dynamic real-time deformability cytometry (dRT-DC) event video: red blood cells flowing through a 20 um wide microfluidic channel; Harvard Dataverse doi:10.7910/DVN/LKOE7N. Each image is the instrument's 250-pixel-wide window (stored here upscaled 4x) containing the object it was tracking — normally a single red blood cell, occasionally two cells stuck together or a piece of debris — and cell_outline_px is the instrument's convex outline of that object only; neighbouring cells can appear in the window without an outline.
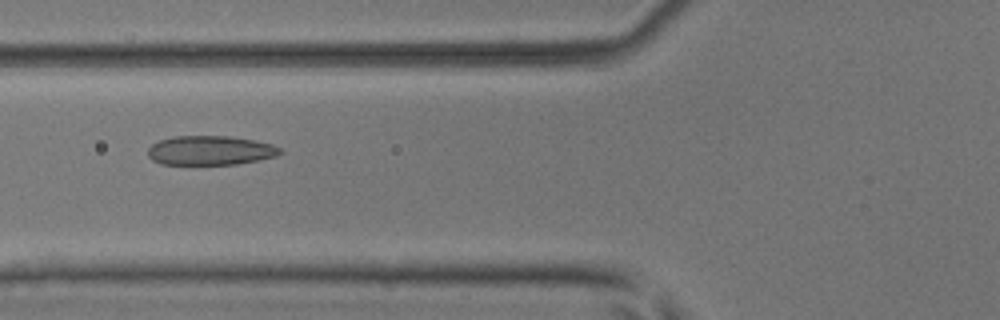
{"species": "common noctule bat (a hibernating species)", "species_latin": "Nyctalus noctula", "temperature_condition": "room temperature", "stored_images_in_passage": 36, "camera_frame_rate_fps": 3000, "um_per_image_px": 0.085, "animal": {"sex": "male", "body_mass_g": 17.9, "forearm_length_mm": 54.2}, "frame": {"image": 1, "passage_image": 5, "time_ms": 1.333, "image_size_px": [1000, 320], "cell_outline_px": [[284, 152], [276, 156], [236, 164], [160, 164], [152, 160], [148, 156], [148, 148], [152, 144], [160, 140], [172, 136], [228, 136], [256, 140], [272, 144], [280, 148]], "centroid_in_image_um": [17.87, 12.78], "position_along_channel_um": 107.9, "area_um2": 22.6}}
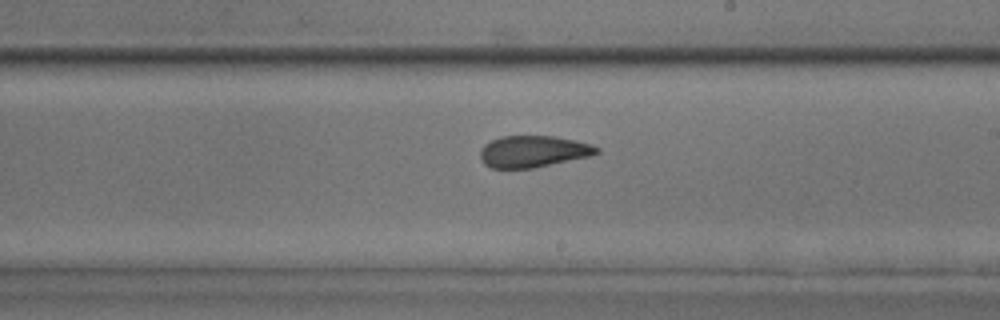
{"frame": {"image": 2, "passage_image": 15, "time_ms": 4.667, "image_size_px": [1000, 320], "cell_outline_px": [[600, 152], [588, 156], [536, 168], [492, 168], [484, 164], [480, 160], [480, 148], [484, 144], [500, 136], [556, 136], [576, 140], [592, 144], [600, 148]], "centroid_in_image_um": [45.31, 12.87], "position_along_channel_um": 243.7, "area_um2": 21.68}}
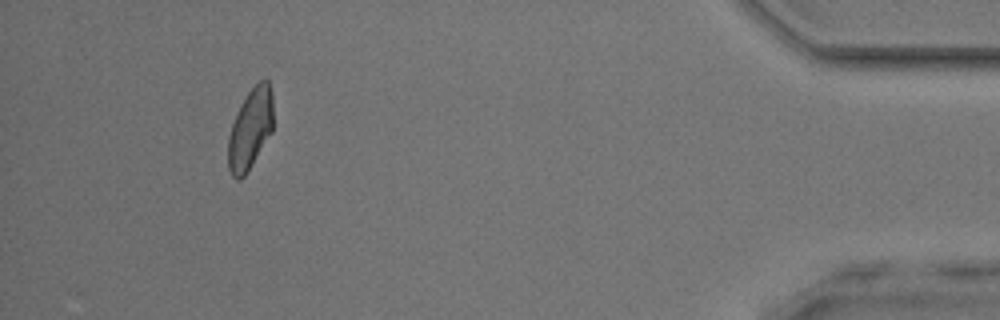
{"frame": {"image": 3, "passage_image": 32, "time_ms": 10.333, "image_size_px": [1000, 320], "cell_outline_px": [[272, 132], [244, 176], [240, 180], [236, 180], [232, 176], [228, 168], [228, 136], [232, 124], [248, 92], [260, 80], [268, 80], [272, 92]], "centroid_in_image_um": [21.27, 10.99], "position_along_channel_um": 413.9, "area_um2": 20.81}, "authors_computed_cell_mechanics": {"area_um2": 21.9929, "velocity_mm_per_s": 4.0996, "shape_relaxation_time_tau1_ms": 6.0195, "shape_relaxation_time_tau2_ms": 1.2841, "deformation_change_tau1": 0.1406, "deformation_change_tau2": 0.0803}}